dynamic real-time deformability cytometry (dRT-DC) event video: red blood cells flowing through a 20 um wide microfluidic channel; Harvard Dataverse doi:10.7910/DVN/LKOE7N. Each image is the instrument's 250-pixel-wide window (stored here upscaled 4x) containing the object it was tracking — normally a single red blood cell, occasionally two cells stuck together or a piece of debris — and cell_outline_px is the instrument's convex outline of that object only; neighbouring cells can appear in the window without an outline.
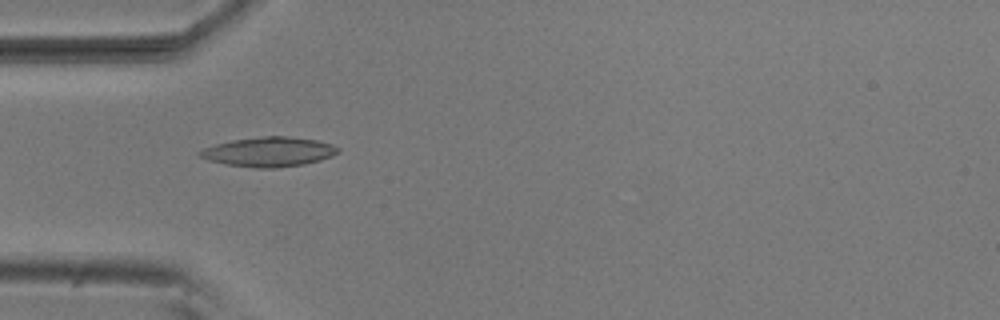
{"species": "common noctule bat (a hibernating species)", "species_latin": "Nyctalus noctula", "temperature_condition": "room temperature", "stored_images_in_passage": 14, "camera_frame_rate_fps": 3000, "um_per_image_px": 0.085, "animal": {"sex": "male", "body_mass_g": 20.5, "forearm_length_mm": 52.5}, "frame": {"image": 1, "passage_image": 4, "time_ms": 1.0, "image_size_px": [1000, 320], "cell_outline_px": [[340, 152], [332, 156], [320, 160], [304, 164], [276, 168], [256, 168], [224, 164], [208, 160], [200, 156], [196, 152], [204, 148], [216, 144], [232, 140], [264, 136], [288, 136], [316, 140], [332, 144], [340, 148]], "centroid_in_image_um": [22.87, 12.91], "position_along_channel_um": 62.1, "area_um2": 23.87}}
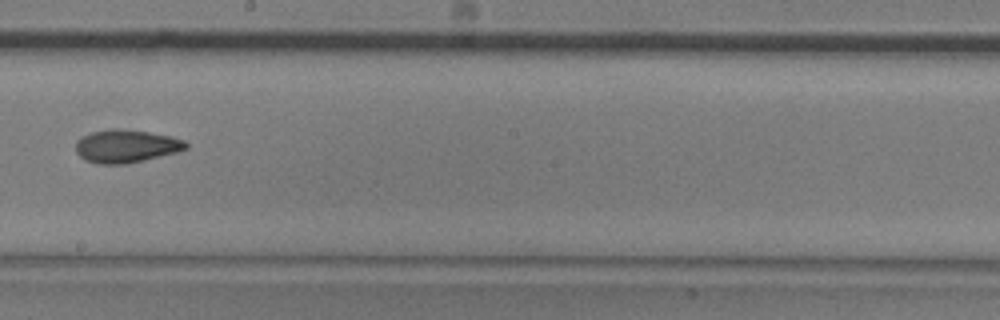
{"frame": {"image": 2, "passage_image": 8, "time_ms": 2.333, "image_size_px": [1000, 320], "cell_outline_px": [[188, 148], [176, 152], [128, 164], [96, 164], [84, 160], [76, 152], [76, 140], [80, 136], [92, 132], [112, 128], [116, 128], [148, 132], [172, 136], [184, 140], [188, 144]], "centroid_in_image_um": [10.69, 12.42], "position_along_channel_um": 237.5, "area_um2": 21.33}}
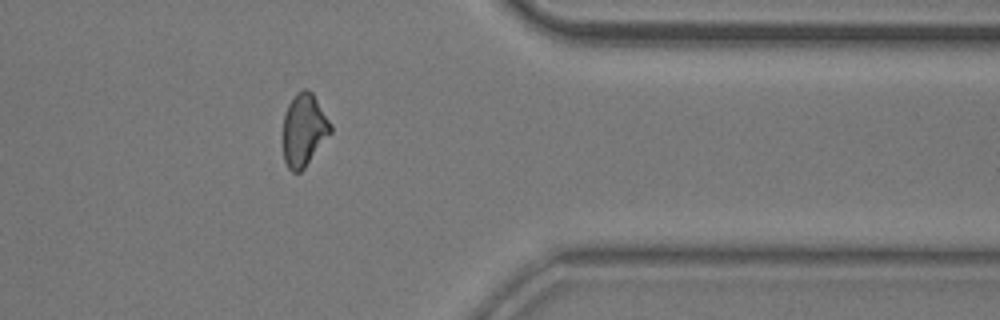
{"frame": {"image": 3, "passage_image": 12, "time_ms": 3.667, "image_size_px": [1000, 320], "cell_outline_px": [[332, 132], [304, 168], [300, 172], [292, 172], [288, 168], [284, 160], [280, 140], [284, 116], [288, 104], [296, 92], [304, 88], [308, 88], [312, 92], [332, 124]], "centroid_in_image_um": [25.79, 11.05], "position_along_channel_um": 385.6, "area_um2": 20.69}}